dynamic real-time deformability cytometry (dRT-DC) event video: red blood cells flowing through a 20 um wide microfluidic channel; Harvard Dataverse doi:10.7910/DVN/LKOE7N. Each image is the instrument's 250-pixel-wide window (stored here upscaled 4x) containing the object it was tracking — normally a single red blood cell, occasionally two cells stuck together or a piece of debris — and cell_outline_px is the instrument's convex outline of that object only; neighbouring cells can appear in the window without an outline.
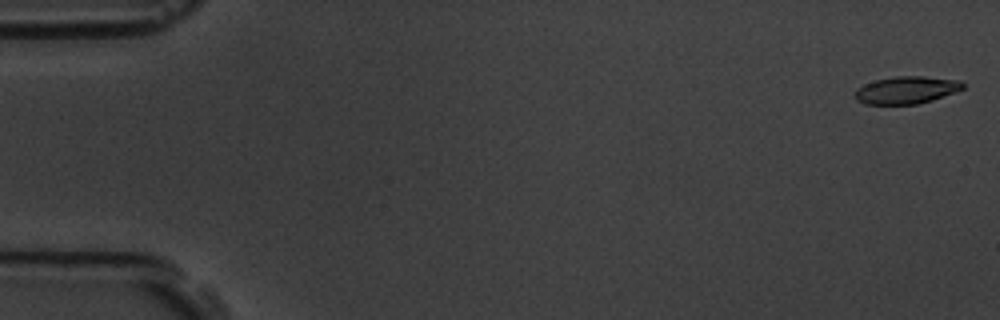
{"species": "common noctule bat (a hibernating species)", "species_latin": "Nyctalus noctula", "temperature_condition": "room temperature", "stored_images_in_passage": 58, "camera_frame_rate_fps": 3000, "um_per_image_px": 0.085, "animal": {"sex": "male", "body_mass_g": 19.5, "forearm_length_mm": 54.6}, "frame": {"image": 1, "passage_image": 1, "time_ms": 0.0, "image_size_px": [1000, 320], "cell_outline_px": [[964, 88], [932, 100], [916, 104], [864, 104], [856, 100], [856, 88], [864, 84], [876, 80], [892, 76], [924, 76], [960, 80], [964, 84]], "centroid_in_image_um": [77.03, 7.64], "position_along_channel_um": 8.0, "area_um2": 17.17}}
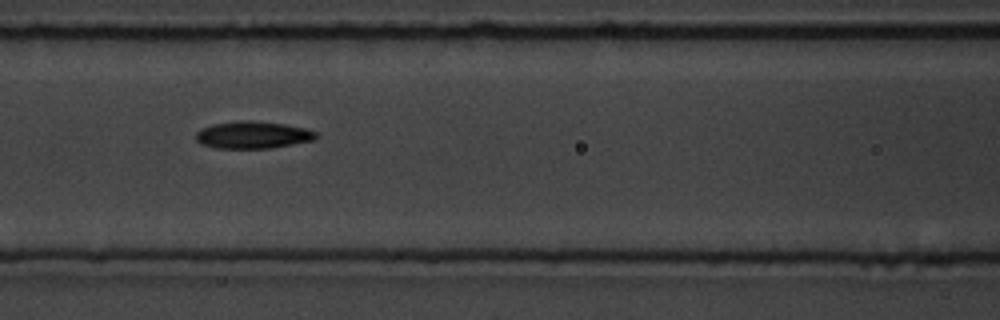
{"frame": {"image": 2, "passage_image": 25, "time_ms": 8.0, "image_size_px": [1000, 320], "cell_outline_px": [[320, 136], [316, 140], [272, 148], [216, 148], [200, 144], [196, 140], [196, 132], [200, 128], [212, 124], [240, 120], [252, 120], [284, 124], [304, 128], [316, 132]], "centroid_in_image_um": [21.49, 11.47], "position_along_channel_um": 145.1, "area_um2": 19.31}}
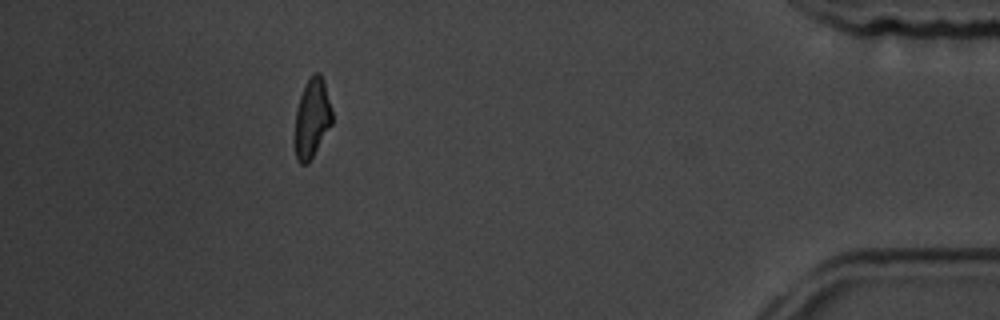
{"frame": {"image": 3, "passage_image": 52, "time_ms": 17.0, "image_size_px": [1000, 320], "cell_outline_px": [[332, 124], [308, 164], [300, 164], [296, 160], [296, 112], [300, 96], [312, 72], [320, 72], [324, 80], [332, 108]], "centroid_in_image_um": [26.55, 10.02], "position_along_channel_um": 408.7, "area_um2": 17.05}, "authors_computed_cell_mechanics": {"area_um2": 18.0336, "velocity_mm_per_s": 3.5368, "shape_relaxation_time_tau1_ms": 4.2197, "shape_relaxation_time_tau2_ms": 9.6351, "deformation_change_tau1": 0.1447, "deformation_change_tau2": 0.162}}